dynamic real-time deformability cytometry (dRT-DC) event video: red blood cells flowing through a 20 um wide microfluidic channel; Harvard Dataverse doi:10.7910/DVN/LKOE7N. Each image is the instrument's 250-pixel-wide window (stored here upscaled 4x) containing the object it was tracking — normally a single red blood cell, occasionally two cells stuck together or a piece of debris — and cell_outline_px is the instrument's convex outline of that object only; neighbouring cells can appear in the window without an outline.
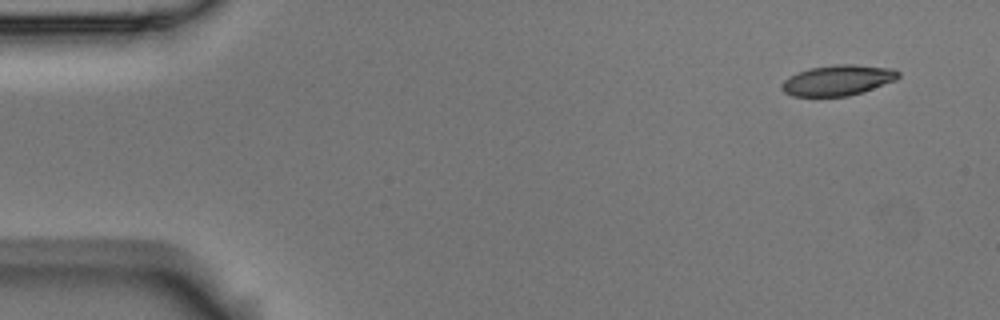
{"species": "Egyptian fruit bat (a non-hibernating species)", "species_latin": "Rousettus aegyptiacus", "temperature_condition": "room temperature", "stored_images_in_passage": 5, "camera_frame_rate_fps": 3000, "um_per_image_px": 0.085, "animal": {"sex": "male"}, "frame": {"image": 1, "passage_image": 1, "time_ms": 0.0, "image_size_px": [1000, 320], "cell_outline_px": [[900, 76], [896, 80], [864, 92], [848, 96], [792, 96], [784, 92], [780, 88], [780, 84], [788, 76], [808, 68], [836, 64], [856, 64], [892, 68], [900, 72]], "centroid_in_image_um": [71.21, 6.82], "position_along_channel_um": 13.8, "area_um2": 21.04}}
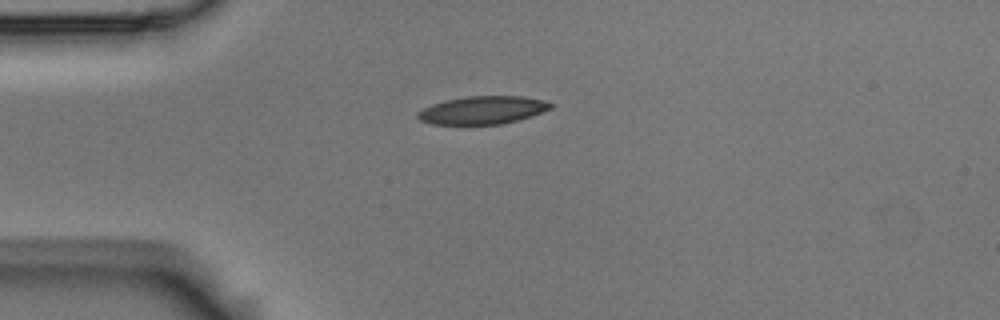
{"frame": {"image": 2, "passage_image": 3, "time_ms": 0.667, "image_size_px": [1000, 320], "cell_outline_px": [[552, 108], [532, 116], [500, 124], [432, 124], [420, 120], [416, 116], [416, 112], [432, 104], [444, 100], [468, 96], [520, 96], [544, 100], [552, 104]], "centroid_in_image_um": [41.0, 9.35], "position_along_channel_um": 44.0, "area_um2": 21.56}}
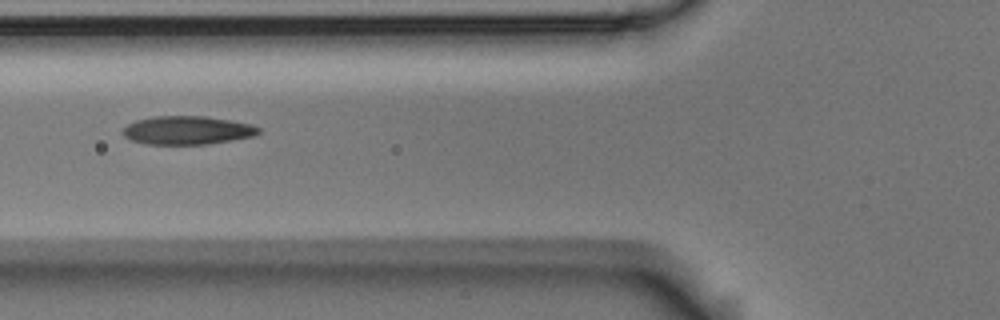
{"frame": {"image": 3, "passage_image": 5, "time_ms": 1.333, "image_size_px": [1000, 320], "cell_outline_px": [[260, 132], [252, 136], [232, 140], [208, 144], [144, 144], [128, 140], [120, 132], [128, 124], [136, 120], [152, 116], [208, 116], [252, 124], [260, 128]], "centroid_in_image_um": [15.88, 11.07], "position_along_channel_um": 109.9, "area_um2": 22.72}}